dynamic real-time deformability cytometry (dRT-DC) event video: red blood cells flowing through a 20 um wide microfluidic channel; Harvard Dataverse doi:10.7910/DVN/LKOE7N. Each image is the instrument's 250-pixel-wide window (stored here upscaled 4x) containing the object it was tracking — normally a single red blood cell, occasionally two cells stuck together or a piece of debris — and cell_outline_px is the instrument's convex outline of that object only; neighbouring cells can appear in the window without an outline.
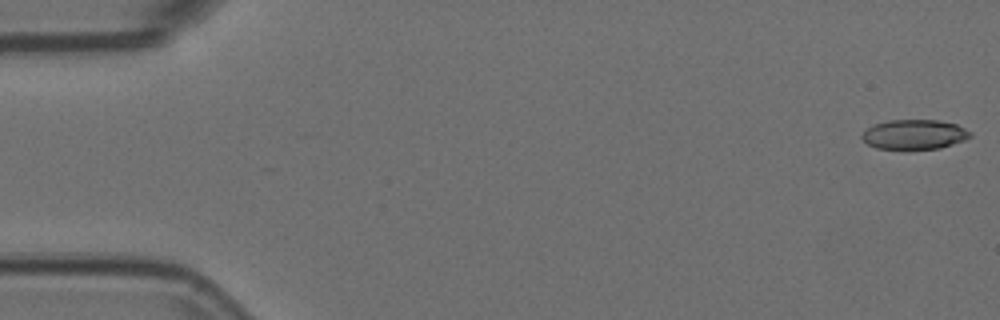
{"species": "Egyptian fruit bat (a non-hibernating species)", "species_latin": "Rousettus aegyptiacus", "temperature_condition": "room temperature", "stored_images_in_passage": 56, "camera_frame_rate_fps": 3000, "um_per_image_px": 0.085, "animal": {"sex": "female"}, "frame": {"image": 1, "passage_image": 1, "time_ms": 0.0, "image_size_px": [1000, 320], "cell_outline_px": [[972, 136], [964, 140], [940, 148], [876, 148], [868, 144], [860, 136], [872, 124], [888, 120], [940, 120], [956, 124], [972, 132]], "centroid_in_image_um": [77.73, 11.4], "position_along_channel_um": 7.3, "area_um2": 18.55}}
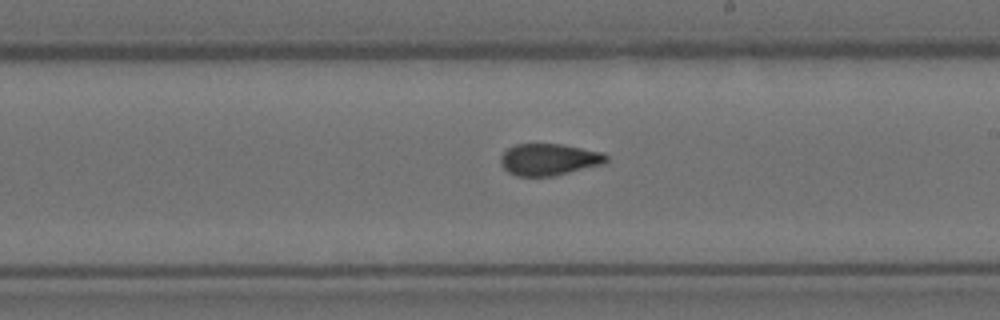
{"frame": {"image": 2, "passage_image": 32, "time_ms": 10.333, "image_size_px": [1000, 320], "cell_outline_px": [[608, 160], [604, 164], [552, 176], [516, 176], [508, 172], [500, 164], [500, 156], [508, 148], [516, 144], [560, 144], [604, 152], [608, 156]], "centroid_in_image_um": [46.67, 13.55], "position_along_channel_um": 242.3, "area_um2": 19.59}}
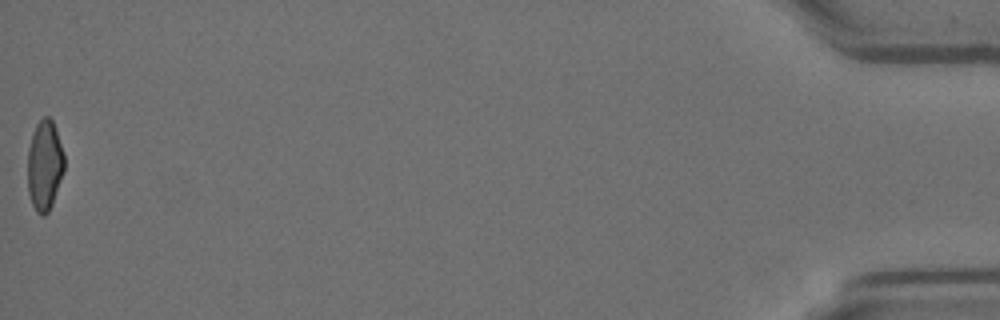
{"frame": {"image": 3, "passage_image": 56, "time_ms": 18.333, "image_size_px": [1000, 320], "cell_outline_px": [[64, 172], [52, 204], [48, 212], [44, 216], [40, 216], [36, 212], [32, 204], [28, 192], [28, 148], [32, 132], [36, 124], [44, 116], [48, 116], [52, 120], [64, 152]], "centroid_in_image_um": [3.79, 14.06], "position_along_channel_um": 431.4, "area_um2": 19.42}, "authors_computed_cell_mechanics": {"area_um2": 20.0855, "velocity_mm_per_s": 3.6366, "shape_relaxation_time_tau1_ms": null, "shape_relaxation_time_tau2_ms": 2.4473, "deformation_change_tau1": null, "deformation_change_tau2": 0.083}}